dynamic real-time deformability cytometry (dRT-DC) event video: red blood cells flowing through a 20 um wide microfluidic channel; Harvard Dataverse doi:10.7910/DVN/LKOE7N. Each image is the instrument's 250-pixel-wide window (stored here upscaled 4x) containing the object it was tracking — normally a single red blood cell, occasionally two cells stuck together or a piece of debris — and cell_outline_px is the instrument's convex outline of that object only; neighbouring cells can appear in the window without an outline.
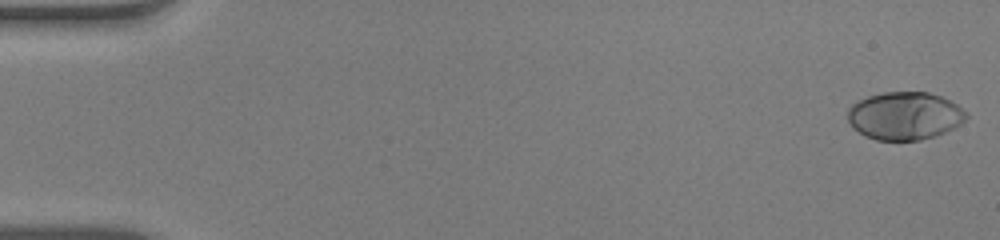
{"species": "human", "species_latin": "Homo sapiens", "temperature_condition": "warm", "stored_images_in_passage": 53, "camera_frame_rate_fps": 3000, "um_per_image_px": 0.085, "donor": {"sex": "male"}, "frame": {"image": 1, "passage_image": 1, "time_ms": 0.0, "image_size_px": [1000, 240], "cell_outline_px": [[968, 116], [960, 124], [936, 136], [920, 140], [876, 140], [864, 136], [852, 128], [848, 120], [848, 108], [852, 104], [868, 96], [884, 92], [928, 92], [940, 96], [956, 104], [968, 112]], "centroid_in_image_um": [76.88, 9.85], "position_along_channel_um": 8.1, "area_um2": 33.12}}
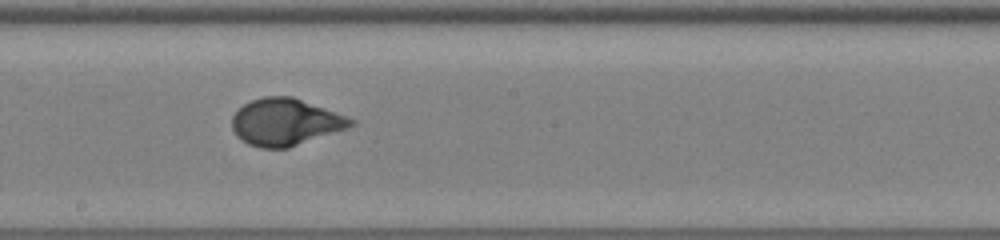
{"frame": {"image": 2, "passage_image": 30, "time_ms": 9.667, "image_size_px": [1000, 240], "cell_outline_px": [[356, 124], [352, 128], [288, 148], [260, 148], [248, 144], [236, 136], [232, 128], [232, 116], [244, 104], [252, 100], [264, 96], [292, 96], [356, 120]], "centroid_in_image_um": [24.29, 10.39], "position_along_channel_um": 223.9, "area_um2": 32.71}}
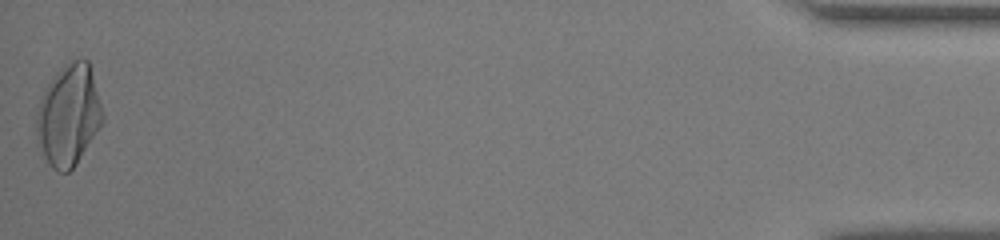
{"frame": {"image": 3, "passage_image": 53, "time_ms": 17.333, "image_size_px": [1000, 240], "cell_outline_px": [[104, 120], [100, 128], [76, 164], [68, 172], [56, 172], [52, 168], [44, 156], [36, 140], [36, 112], [40, 100], [48, 84], [56, 72], [68, 60], [88, 60], [104, 116]], "centroid_in_image_um": [5.82, 9.82], "position_along_channel_um": 429.4, "area_um2": 38.9}, "authors_computed_cell_mechanics": {"area_um2": 32.5992, "velocity_mm_per_s": 3.9099, "shape_relaxation_time_tau1_ms": 4.0691, "shape_relaxation_time_tau2_ms": null, "deformation_change_tau1": 0.2371, "deformation_change_tau2": null}}